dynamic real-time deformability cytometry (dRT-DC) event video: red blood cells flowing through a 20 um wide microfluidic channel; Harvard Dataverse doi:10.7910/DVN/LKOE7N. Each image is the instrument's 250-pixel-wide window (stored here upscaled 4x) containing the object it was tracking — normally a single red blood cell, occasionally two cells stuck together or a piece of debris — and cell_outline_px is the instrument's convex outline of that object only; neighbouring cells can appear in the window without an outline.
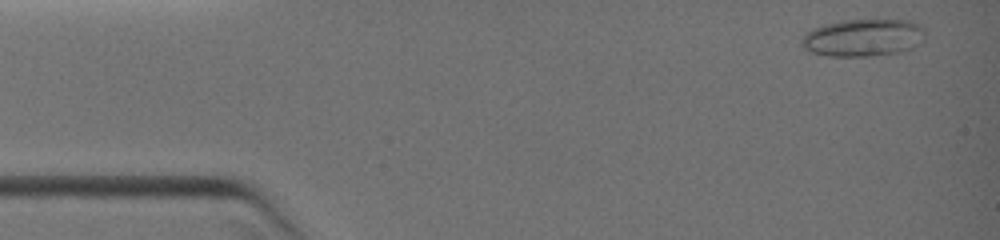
{"species": "common noctule bat (a hibernating species)", "species_latin": "Nyctalus noctula", "temperature_condition": "warm", "stored_images_in_passage": 21, "camera_frame_rate_fps": 3000, "um_per_image_px": 0.085, "animal": {"sex": "female", "body_mass_g": 19.0, "forearm_length_mm": 51.5}, "frame": {"image": 1, "passage_image": 2, "time_ms": 0.333, "image_size_px": [1000, 240], "cell_outline_px": [[924, 40], [920, 44], [904, 52], [872, 56], [824, 56], [812, 52], [804, 48], [800, 44], [800, 40], [812, 28], [824, 24], [840, 20], [908, 20], [920, 24], [924, 28]], "centroid_in_image_um": [73.39, 3.21], "position_along_channel_um": 11.6, "area_um2": 27.34}}
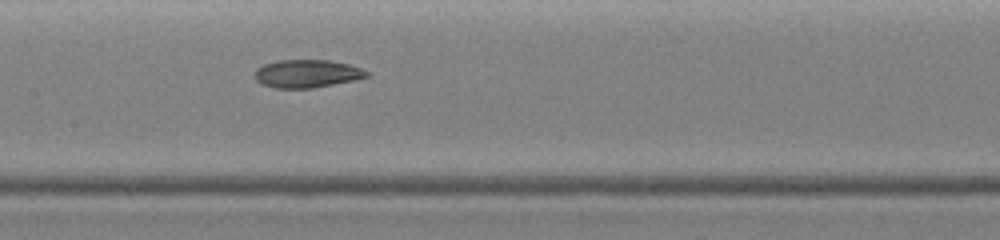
{"frame": {"image": 2, "passage_image": 15, "time_ms": 6.0, "image_size_px": [1000, 240], "cell_outline_px": [[372, 76], [356, 80], [312, 88], [276, 88], [260, 84], [256, 80], [256, 68], [264, 64], [276, 60], [328, 60], [348, 64], [360, 68], [368, 72]], "centroid_in_image_um": [26.1, 6.26], "position_along_channel_um": 181.3, "area_um2": 18.32}}
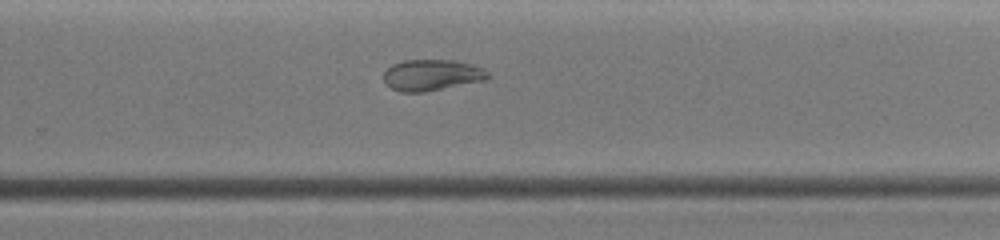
{"frame": {"image": 3, "passage_image": 21, "time_ms": 8.333, "image_size_px": [1000, 240], "cell_outline_px": [[492, 76], [488, 80], [424, 92], [400, 92], [384, 84], [384, 72], [392, 64], [404, 60], [456, 60], [472, 64], [484, 68]], "centroid_in_image_um": [36.74, 6.38], "position_along_channel_um": 293.1, "area_um2": 19.25}}